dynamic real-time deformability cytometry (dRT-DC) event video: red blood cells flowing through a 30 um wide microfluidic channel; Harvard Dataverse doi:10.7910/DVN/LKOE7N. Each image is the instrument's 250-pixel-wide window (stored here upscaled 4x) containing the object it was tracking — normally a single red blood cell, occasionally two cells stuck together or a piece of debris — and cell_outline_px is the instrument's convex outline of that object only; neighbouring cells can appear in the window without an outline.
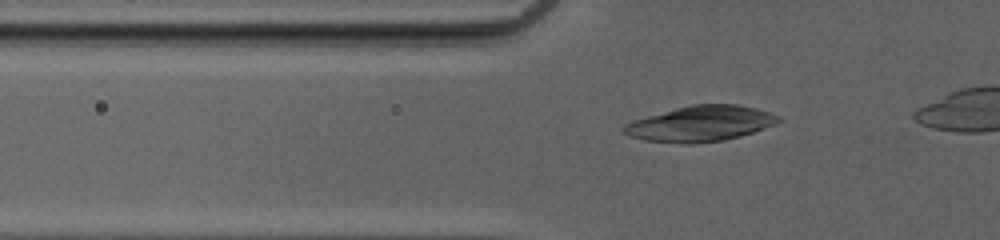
{"species": "common noctule bat (a hibernating species)", "species_latin": "Nyctalus noctula", "temperature_condition": "cold", "stored_images_in_passage": 35, "camera_frame_rate_fps": 3000, "um_per_image_px": 0.085, "animal": {"sex": "female", "body_mass_g": 20.0, "forearm_length_mm": 54.0}, "frame": {"image": 1, "passage_image": 8, "time_ms": 2.333, "image_size_px": [1000, 240], "cell_outline_px": [[784, 120], [776, 124], [740, 136], [724, 140], [692, 144], [688, 144], [644, 140], [628, 136], [624, 132], [624, 124], [632, 120], [676, 108], [692, 104], [736, 104], [756, 108], [780, 116]], "centroid_in_image_um": [59.56, 10.51], "position_along_channel_um": 66.2, "area_um2": 32.02}}
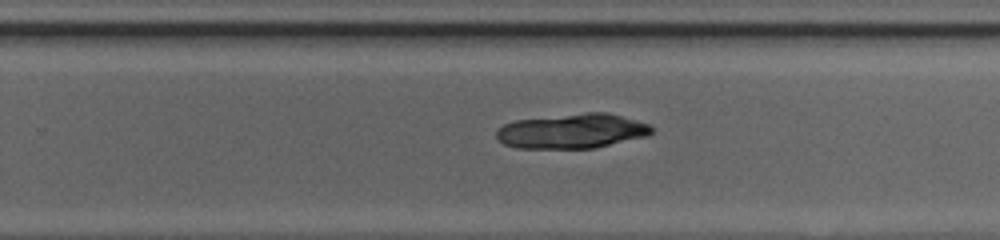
{"frame": {"image": 2, "passage_image": 24, "time_ms": 7.667, "image_size_px": [1000, 240], "cell_outline_px": [[652, 132], [648, 136], [596, 148], [516, 148], [504, 144], [496, 136], [496, 132], [504, 124], [516, 120], [584, 112], [608, 112], [648, 124], [652, 128]], "centroid_in_image_um": [48.64, 11.14], "position_along_channel_um": 281.2, "area_um2": 31.39}}
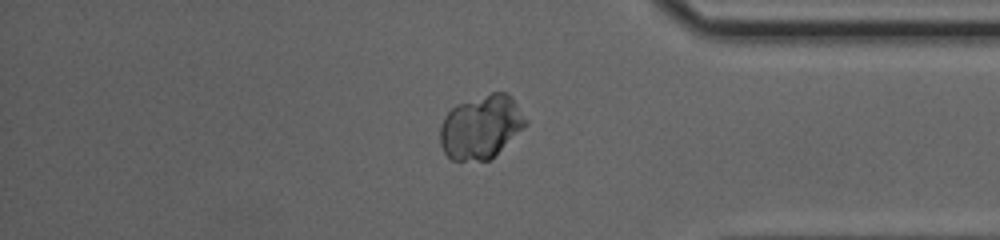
{"frame": {"image": 3, "passage_image": 33, "time_ms": 10.667, "image_size_px": [1000, 240], "cell_outline_px": [[528, 124], [524, 128], [488, 160], [452, 160], [444, 152], [440, 144], [440, 124], [444, 116], [456, 104], [492, 92], [508, 92], [512, 96], [528, 120]], "centroid_in_image_um": [40.89, 10.76], "position_along_channel_um": 394.3, "area_um2": 31.67}}